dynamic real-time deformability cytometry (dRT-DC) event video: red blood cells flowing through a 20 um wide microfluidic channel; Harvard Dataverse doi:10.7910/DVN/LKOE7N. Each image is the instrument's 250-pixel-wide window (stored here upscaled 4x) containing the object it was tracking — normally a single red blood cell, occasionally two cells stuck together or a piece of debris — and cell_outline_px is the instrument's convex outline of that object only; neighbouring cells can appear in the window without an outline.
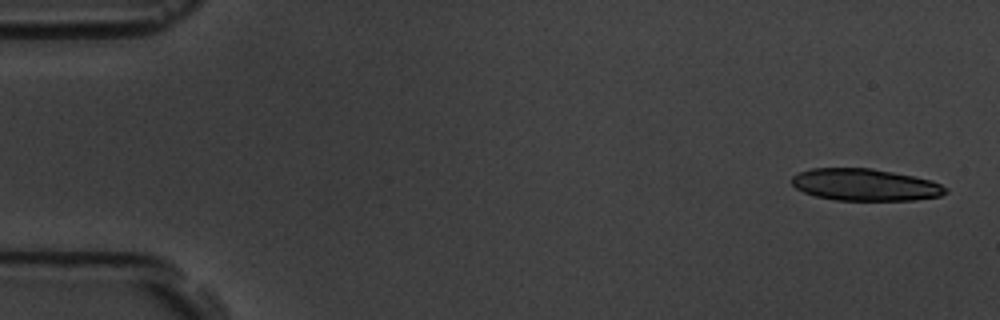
{"species": "common noctule bat (a hibernating species)", "species_latin": "Nyctalus noctula", "temperature_condition": "room temperature", "stored_images_in_passage": 5, "camera_frame_rate_fps": 3000, "um_per_image_px": 0.085, "animal": {"sex": "male", "body_mass_g": 19.5, "forearm_length_mm": 54.6}, "frame": {"image": 1, "passage_image": 1, "time_ms": 0.0, "image_size_px": [1000, 320], "cell_outline_px": [[948, 192], [940, 196], [916, 200], [836, 200], [816, 196], [804, 192], [796, 188], [792, 184], [792, 176], [800, 172], [812, 168], [872, 168], [932, 180], [948, 188]], "centroid_in_image_um": [73.55, 15.71], "position_along_channel_um": 11.4, "area_um2": 28.61}}